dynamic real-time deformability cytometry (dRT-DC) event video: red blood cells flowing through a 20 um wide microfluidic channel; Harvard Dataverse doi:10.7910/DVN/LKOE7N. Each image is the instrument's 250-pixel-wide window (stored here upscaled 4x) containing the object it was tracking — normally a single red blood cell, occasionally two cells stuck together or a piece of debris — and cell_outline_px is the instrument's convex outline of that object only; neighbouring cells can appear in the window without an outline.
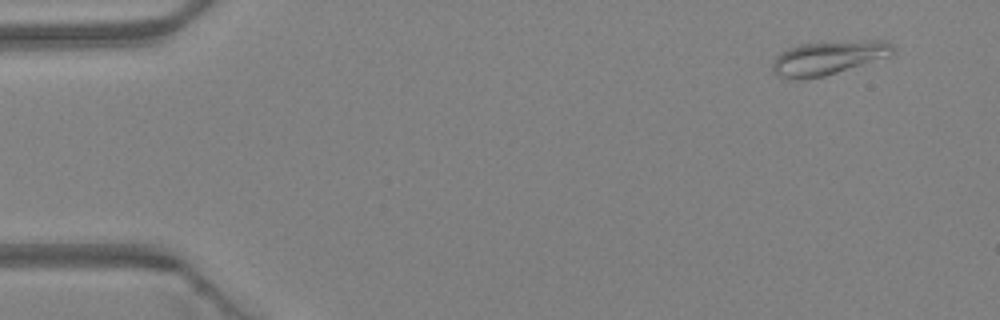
{"species": "Egyptian fruit bat (a non-hibernating species)", "species_latin": "Rousettus aegyptiacus", "temperature_condition": "warm", "stored_images_in_passage": 9, "camera_frame_rate_fps": 3000, "um_per_image_px": 0.085, "animal": {"sex": "female"}, "frame": {"image": 1, "passage_image": 1, "time_ms": 0.0, "image_size_px": [1000, 320], "cell_outline_px": [[896, 52], [888, 56], [824, 76], [780, 76], [772, 72], [772, 60], [780, 52], [788, 48], [800, 44], [856, 40], [888, 40], [896, 48]], "centroid_in_image_um": [70.47, 4.85], "position_along_channel_um": 14.5, "area_um2": 23.18}}